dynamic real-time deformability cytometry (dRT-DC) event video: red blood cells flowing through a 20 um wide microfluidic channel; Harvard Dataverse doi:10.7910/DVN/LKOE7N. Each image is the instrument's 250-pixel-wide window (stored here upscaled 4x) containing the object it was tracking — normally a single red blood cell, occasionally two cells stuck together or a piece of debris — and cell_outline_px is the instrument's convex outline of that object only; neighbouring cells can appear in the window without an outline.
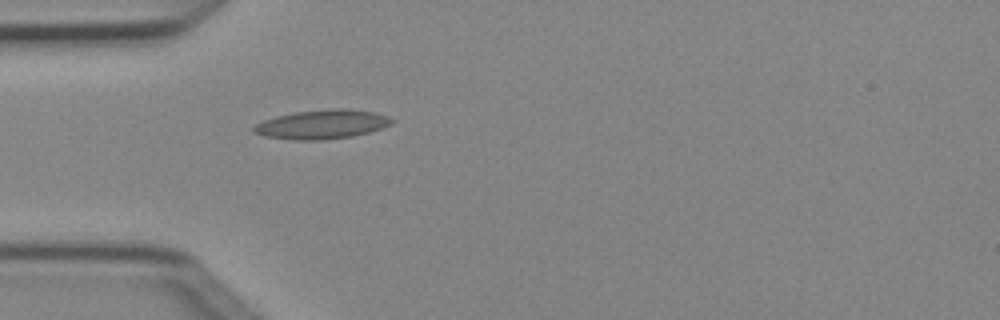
{"species": "Egyptian fruit bat (a non-hibernating species)", "species_latin": "Rousettus aegyptiacus", "temperature_condition": "cold", "stored_images_in_passage": 5, "camera_frame_rate_fps": 3000, "um_per_image_px": 0.085, "animal": {"sex": "female"}, "frame": {"image": 1, "passage_image": 5, "time_ms": 1.333, "image_size_px": [1000, 320], "cell_outline_px": [[396, 120], [392, 124], [368, 132], [352, 136], [320, 140], [292, 140], [264, 136], [252, 132], [252, 128], [256, 124], [264, 120], [276, 116], [296, 112], [332, 108], [344, 108], [376, 112], [388, 116]], "centroid_in_image_um": [27.38, 10.56], "position_along_channel_um": 57.6, "area_um2": 23.47}}